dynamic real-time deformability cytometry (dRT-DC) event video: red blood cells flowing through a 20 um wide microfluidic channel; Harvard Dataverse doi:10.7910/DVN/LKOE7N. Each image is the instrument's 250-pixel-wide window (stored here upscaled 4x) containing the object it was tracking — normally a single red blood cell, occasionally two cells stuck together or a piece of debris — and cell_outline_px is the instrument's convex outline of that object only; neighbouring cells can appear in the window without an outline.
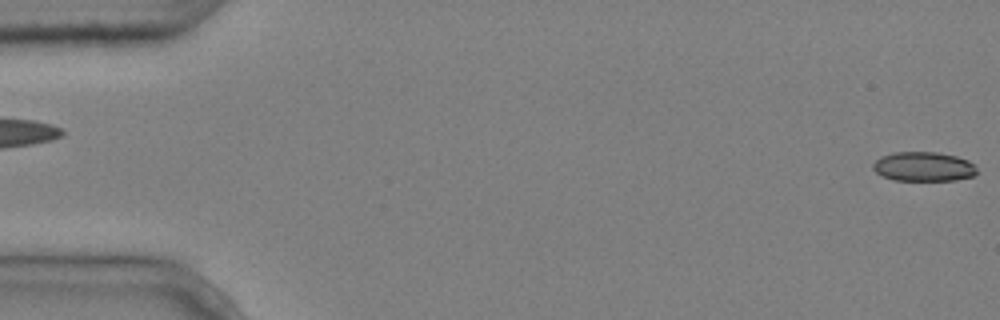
{"species": "common noctule bat (a hibernating species)", "species_latin": "Nyctalus noctula", "temperature_condition": "cold", "stored_images_in_passage": 5, "camera_frame_rate_fps": 3000, "um_per_image_px": 0.085, "animal": {"sex": "male", "body_mass_g": 20.4}, "frame": {"image": 1, "passage_image": 1, "time_ms": 0.0, "image_size_px": [1000, 320], "cell_outline_px": [[976, 172], [972, 176], [956, 180], [892, 180], [876, 172], [872, 168], [872, 164], [880, 156], [896, 152], [936, 152], [956, 156], [968, 160], [976, 168]], "centroid_in_image_um": [78.47, 14.16], "position_along_channel_um": 6.5, "area_um2": 17.69}}
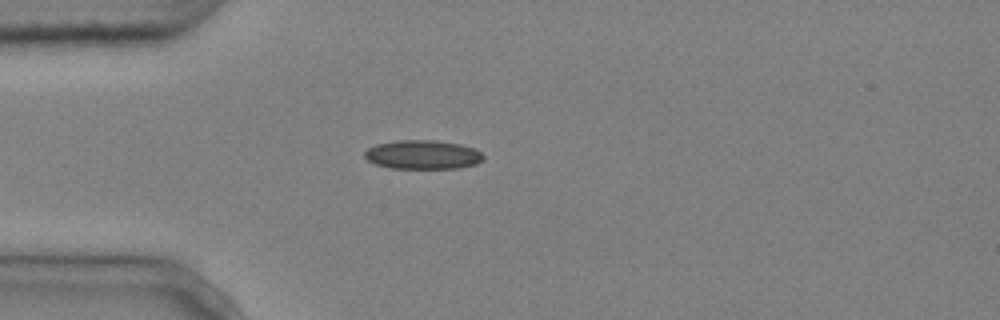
{"frame": {"image": 2, "passage_image": 5, "time_ms": 1.333, "image_size_px": [1000, 320], "cell_outline_px": [[484, 160], [476, 164], [456, 168], [388, 168], [376, 164], [368, 160], [364, 156], [364, 152], [368, 148], [376, 144], [396, 140], [436, 140], [460, 144], [476, 148], [484, 156]], "centroid_in_image_um": [35.94, 13.14], "position_along_channel_um": 49.1, "area_um2": 20.17}}